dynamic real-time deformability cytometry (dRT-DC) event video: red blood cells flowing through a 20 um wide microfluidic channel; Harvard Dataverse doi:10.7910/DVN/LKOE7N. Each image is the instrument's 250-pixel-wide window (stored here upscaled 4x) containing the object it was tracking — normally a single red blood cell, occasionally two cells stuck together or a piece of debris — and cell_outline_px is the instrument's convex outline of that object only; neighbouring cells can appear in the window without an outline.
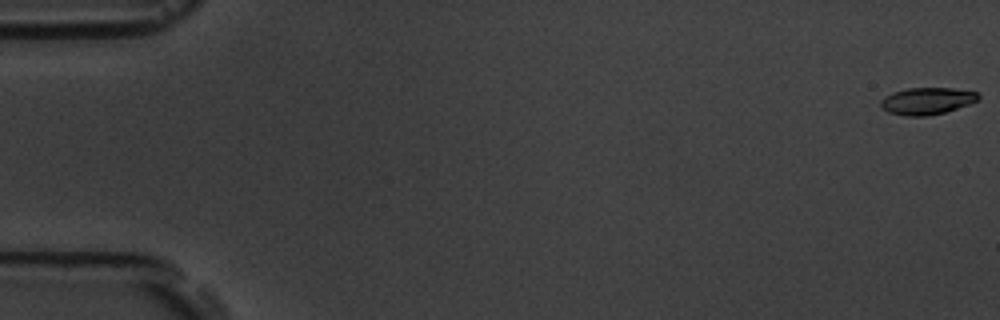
{"species": "common noctule bat (a hibernating species)", "species_latin": "Nyctalus noctula", "temperature_condition": "room temperature", "stored_images_in_passage": 55, "camera_frame_rate_fps": 3000, "um_per_image_px": 0.085, "animal": {"sex": "male", "body_mass_g": 19.5, "forearm_length_mm": 54.6}, "frame": {"image": 1, "passage_image": 1, "time_ms": 0.0, "image_size_px": [1000, 320], "cell_outline_px": [[980, 96], [976, 100], [968, 104], [944, 112], [928, 116], [908, 116], [888, 112], [880, 104], [880, 100], [884, 96], [892, 92], [908, 88], [952, 88], [976, 92]], "centroid_in_image_um": [78.75, 8.57], "position_along_channel_um": 6.3, "area_um2": 15.14}}
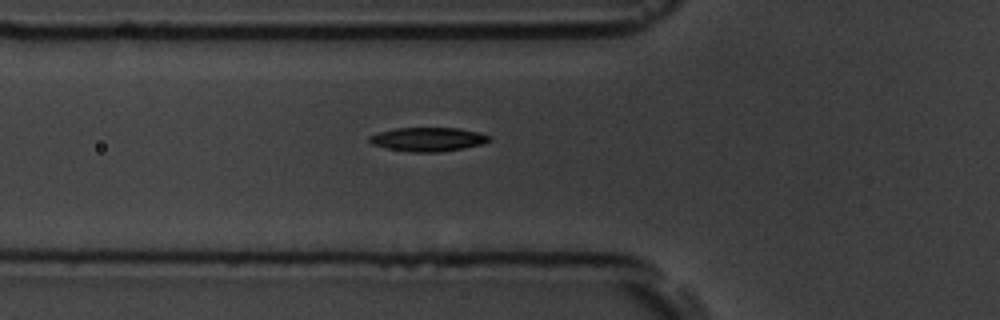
{"frame": {"image": 2, "passage_image": 20, "time_ms": 6.333, "image_size_px": [1000, 320], "cell_outline_px": [[492, 140], [480, 144], [464, 148], [440, 152], [412, 152], [388, 148], [372, 144], [368, 140], [368, 136], [380, 132], [396, 128], [460, 128], [480, 132], [492, 136]], "centroid_in_image_um": [36.42, 11.83], "position_along_channel_um": 89.4, "area_um2": 16.7}}
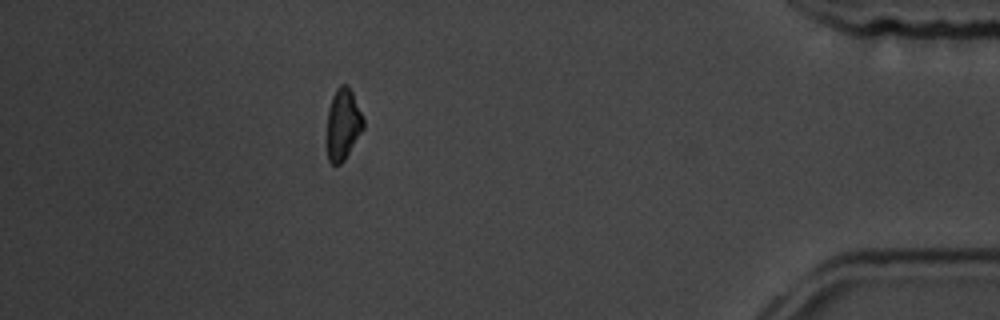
{"frame": {"image": 3, "passage_image": 49, "time_ms": 16.0, "image_size_px": [1000, 320], "cell_outline_px": [[364, 128], [344, 160], [340, 164], [332, 164], [328, 160], [328, 108], [332, 96], [336, 88], [340, 84], [348, 84], [352, 92], [364, 120]], "centroid_in_image_um": [29.16, 10.53], "position_along_channel_um": 406.0, "area_um2": 14.97}, "authors_computed_cell_mechanics": {"area_um2": 15.895, "velocity_mm_per_s": 3.79, "shape_relaxation_time_tau1_ms": 1.6636, "shape_relaxation_time_tau2_ms": null, "deformation_change_tau1": 0.1435, "deformation_change_tau2": null}}